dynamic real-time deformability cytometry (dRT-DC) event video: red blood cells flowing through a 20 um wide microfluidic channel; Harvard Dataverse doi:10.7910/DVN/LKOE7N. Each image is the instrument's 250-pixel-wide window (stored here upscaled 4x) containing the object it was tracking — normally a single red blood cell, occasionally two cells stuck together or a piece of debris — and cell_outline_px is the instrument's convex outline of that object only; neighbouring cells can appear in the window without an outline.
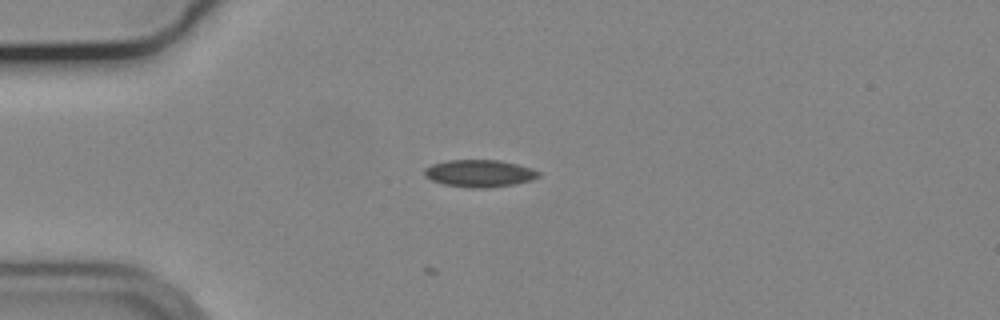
{"species": "common noctule bat (a hibernating species)", "species_latin": "Nyctalus noctula", "temperature_condition": "cold", "stored_images_in_passage": 8, "camera_frame_rate_fps": 3000, "um_per_image_px": 0.085, "animal": {"sex": "male", "body_mass_g": 19.2, "forearm_length_mm": 51.8}, "frame": {"image": 1, "passage_image": 1, "time_ms": 0.0, "image_size_px": [1000, 320], "cell_outline_px": [[540, 176], [532, 180], [512, 184], [488, 188], [472, 188], [444, 184], [432, 180], [424, 176], [424, 168], [432, 164], [448, 160], [500, 160], [532, 168], [540, 172]], "centroid_in_image_um": [40.75, 14.73], "position_along_channel_um": 44.3, "area_um2": 18.09}}